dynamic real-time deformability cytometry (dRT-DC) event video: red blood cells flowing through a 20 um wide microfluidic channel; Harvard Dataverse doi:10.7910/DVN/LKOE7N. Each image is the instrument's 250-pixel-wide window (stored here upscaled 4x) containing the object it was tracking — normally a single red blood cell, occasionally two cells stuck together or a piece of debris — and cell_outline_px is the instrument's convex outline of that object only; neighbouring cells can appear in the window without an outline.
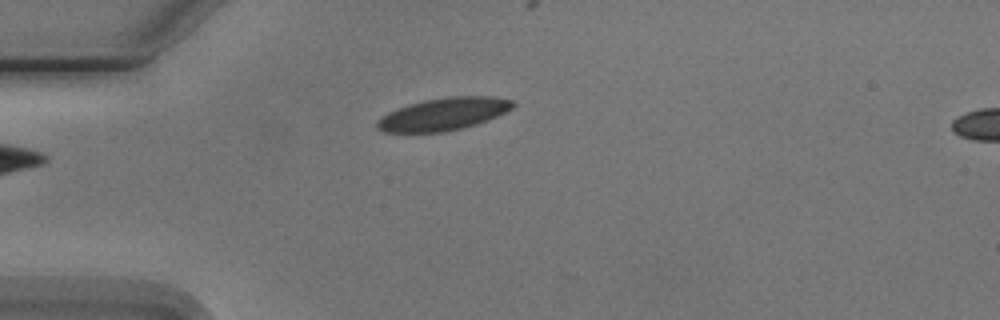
{"species": "Egyptian fruit bat (a non-hibernating species)", "species_latin": "Rousettus aegyptiacus", "temperature_condition": "cold", "stored_images_in_passage": 2, "camera_frame_rate_fps": 3000, "um_per_image_px": 0.085, "animal": {"sex": "male"}, "frame": {"image": 1, "passage_image": 2, "time_ms": 1.0, "image_size_px": [1000, 320], "cell_outline_px": [[516, 104], [512, 108], [488, 120], [476, 124], [444, 132], [384, 132], [376, 128], [376, 124], [388, 112], [408, 104], [424, 100], [448, 96], [492, 96], [512, 100]], "centroid_in_image_um": [37.71, 9.69], "position_along_channel_um": 47.3, "area_um2": 25.49}}